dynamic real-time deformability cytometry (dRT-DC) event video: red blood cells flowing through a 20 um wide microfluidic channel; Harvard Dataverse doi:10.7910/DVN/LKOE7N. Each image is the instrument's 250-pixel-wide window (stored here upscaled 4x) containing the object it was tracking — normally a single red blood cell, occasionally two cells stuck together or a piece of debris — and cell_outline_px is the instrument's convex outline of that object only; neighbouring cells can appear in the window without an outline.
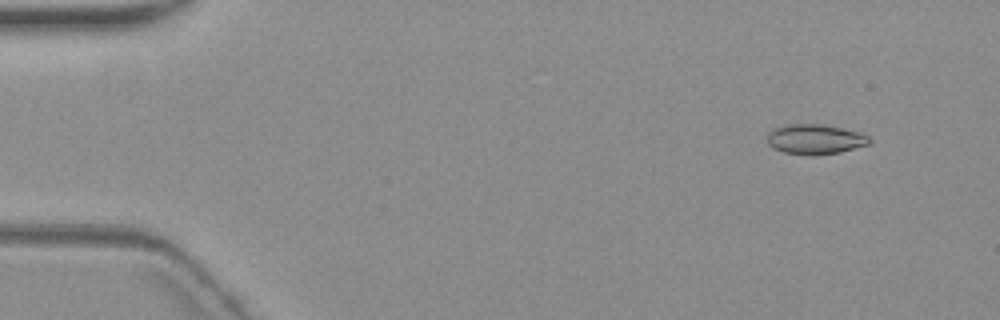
{"species": "common noctule bat (a hibernating species)", "species_latin": "Nyctalus noctula", "temperature_condition": "warm", "stored_images_in_passage": 5, "camera_frame_rate_fps": 3000, "um_per_image_px": 0.085, "animal": {"sex": "female", "body_mass_g": 19.3, "forearm_length_mm": 54.1}, "frame": {"image": 1, "passage_image": 2, "time_ms": 1.333, "image_size_px": [1000, 320], "cell_outline_px": [[872, 140], [868, 144], [840, 152], [784, 152], [772, 148], [768, 144], [768, 132], [772, 128], [784, 124], [820, 124], [860, 132], [868, 136]], "centroid_in_image_um": [69.25, 11.78], "position_along_channel_um": 15.7, "area_um2": 17.11}}